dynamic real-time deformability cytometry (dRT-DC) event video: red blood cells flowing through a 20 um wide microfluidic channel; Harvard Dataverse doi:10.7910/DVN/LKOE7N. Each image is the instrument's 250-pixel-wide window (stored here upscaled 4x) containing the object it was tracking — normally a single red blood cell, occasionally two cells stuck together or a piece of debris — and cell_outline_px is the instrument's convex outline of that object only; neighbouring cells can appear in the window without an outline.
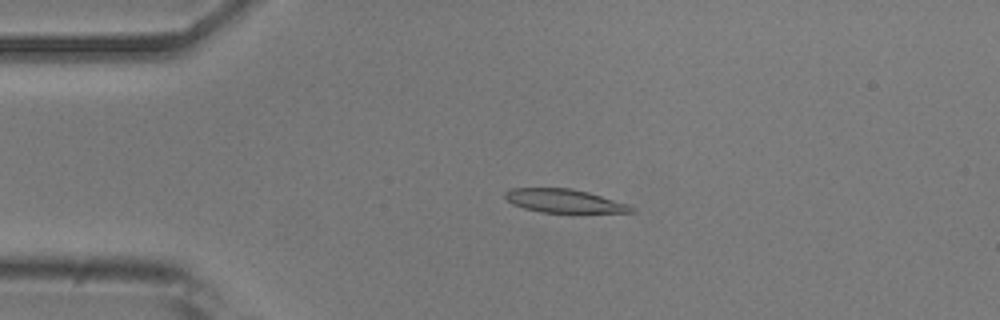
{"species": "common noctule bat (a hibernating species)", "species_latin": "Nyctalus noctula", "temperature_condition": "room temperature", "stored_images_in_passage": 4, "camera_frame_rate_fps": 3000, "um_per_image_px": 0.085, "animal": {"sex": "male", "body_mass_g": 20.5, "forearm_length_mm": 52.5}, "frame": {"image": 1, "passage_image": 3, "time_ms": 0.667, "image_size_px": [1000, 320], "cell_outline_px": [[636, 212], [540, 212], [524, 208], [512, 204], [504, 196], [504, 192], [512, 188], [572, 188], [588, 192], [628, 204], [636, 208]], "centroid_in_image_um": [47.95, 17.07], "position_along_channel_um": 37.1, "area_um2": 17.17}}